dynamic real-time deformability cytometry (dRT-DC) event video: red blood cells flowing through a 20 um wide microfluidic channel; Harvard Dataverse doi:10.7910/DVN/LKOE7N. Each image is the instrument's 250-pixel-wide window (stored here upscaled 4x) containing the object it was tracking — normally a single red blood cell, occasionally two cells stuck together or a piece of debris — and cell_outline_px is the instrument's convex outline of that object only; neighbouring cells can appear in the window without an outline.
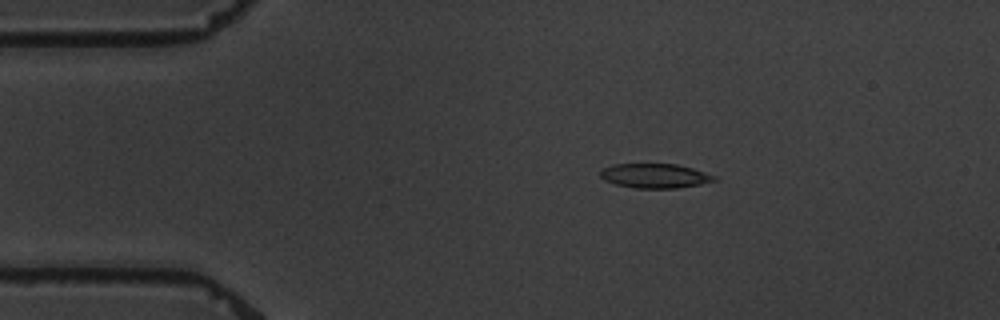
{"species": "common noctule bat (a hibernating species)", "species_latin": "Nyctalus noctula", "temperature_condition": "warm", "stored_images_in_passage": 4, "camera_frame_rate_fps": 3000, "um_per_image_px": 0.085, "animal": {"sex": "male", "body_mass_g": 19.5, "forearm_length_mm": 54.6}, "frame": {"image": 1, "passage_image": 4, "time_ms": 3.333, "image_size_px": [1000, 320], "cell_outline_px": [[716, 180], [700, 184], [676, 188], [636, 188], [616, 184], [604, 180], [600, 176], [600, 172], [604, 168], [612, 164], [676, 164], [692, 168], [716, 176]], "centroid_in_image_um": [55.65, 14.94], "position_along_channel_um": 29.3, "area_um2": 16.07}}